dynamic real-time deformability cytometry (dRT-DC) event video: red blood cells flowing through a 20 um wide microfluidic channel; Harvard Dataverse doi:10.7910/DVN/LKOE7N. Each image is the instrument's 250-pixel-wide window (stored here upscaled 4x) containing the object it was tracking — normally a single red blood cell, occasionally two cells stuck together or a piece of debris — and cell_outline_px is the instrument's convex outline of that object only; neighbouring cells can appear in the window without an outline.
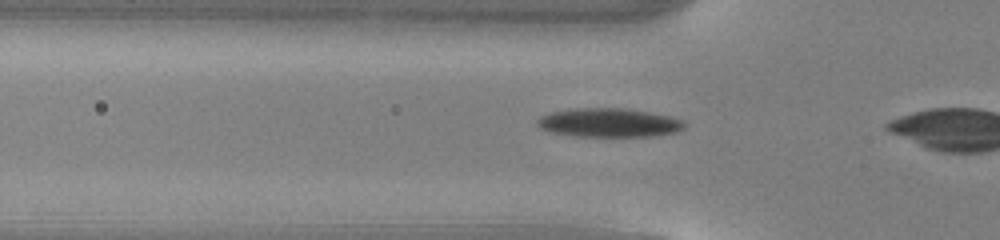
{"species": "common noctule bat (a hibernating species)", "species_latin": "Nyctalus noctula", "temperature_condition": "warm", "stored_images_in_passage": 6, "camera_frame_rate_fps": 3000, "um_per_image_px": 0.085, "animal": {"sex": "male", "body_mass_g": 13.0, "forearm_length_mm": 53.1}, "frame": {"image": 1, "passage_image": 2, "time_ms": 0.333, "image_size_px": [1000, 240], "cell_outline_px": [[688, 124], [684, 128], [676, 132], [656, 136], [572, 136], [548, 132], [540, 128], [536, 124], [536, 120], [540, 116], [552, 112], [576, 108], [628, 108], [672, 116], [684, 120]], "centroid_in_image_um": [51.79, 10.43], "position_along_channel_um": 74.0, "area_um2": 25.14}}
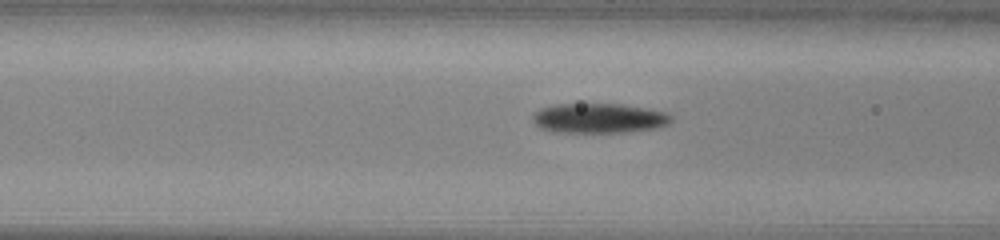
{"frame": {"image": 2, "passage_image": 5, "time_ms": 1.333, "image_size_px": [1000, 240], "cell_outline_px": [[672, 120], [668, 124], [656, 128], [628, 132], [552, 132], [540, 128], [532, 120], [532, 116], [540, 108], [552, 104], [620, 104], [644, 108], [664, 112], [672, 116]], "centroid_in_image_um": [50.87, 10.05], "position_along_channel_um": 115.7, "area_um2": 24.04}}